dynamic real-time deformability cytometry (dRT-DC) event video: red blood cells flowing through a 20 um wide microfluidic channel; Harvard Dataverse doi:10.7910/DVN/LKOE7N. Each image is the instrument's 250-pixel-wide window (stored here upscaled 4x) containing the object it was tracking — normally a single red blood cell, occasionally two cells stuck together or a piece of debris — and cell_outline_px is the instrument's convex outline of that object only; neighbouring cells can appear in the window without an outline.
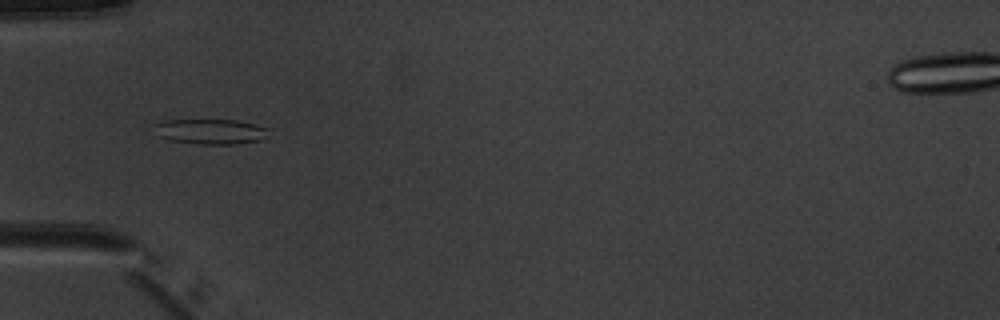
{"species": "common noctule bat (a hibernating species)", "species_latin": "Nyctalus noctula", "temperature_condition": "warm", "stored_images_in_passage": 7, "camera_frame_rate_fps": 3000, "um_per_image_px": 0.085, "animal": {"sex": "male", "body_mass_g": 20.1, "forearm_length_mm": 53.5}, "frame": {"image": 1, "passage_image": 4, "time_ms": 3.667, "image_size_px": [1000, 320], "cell_outline_px": [[272, 128], [264, 140], [236, 144], [200, 144], [168, 140], [160, 136], [156, 124], [164, 120], [236, 120]], "centroid_in_image_um": [18.02, 11.18], "position_along_channel_um": 67.0, "area_um2": 16.76}}
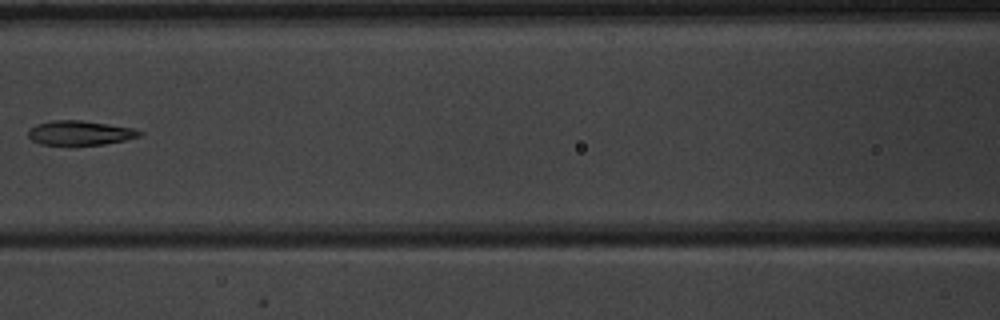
{"frame": {"image": 2, "passage_image": 6, "time_ms": 6.0, "image_size_px": [1000, 320], "cell_outline_px": [[144, 132], [140, 136], [124, 140], [104, 144], [72, 148], [40, 144], [32, 140], [28, 136], [28, 128], [36, 124], [52, 120], [80, 120], [132, 128]], "centroid_in_image_um": [6.72, 11.34], "position_along_channel_um": 159.9, "area_um2": 16.53}}
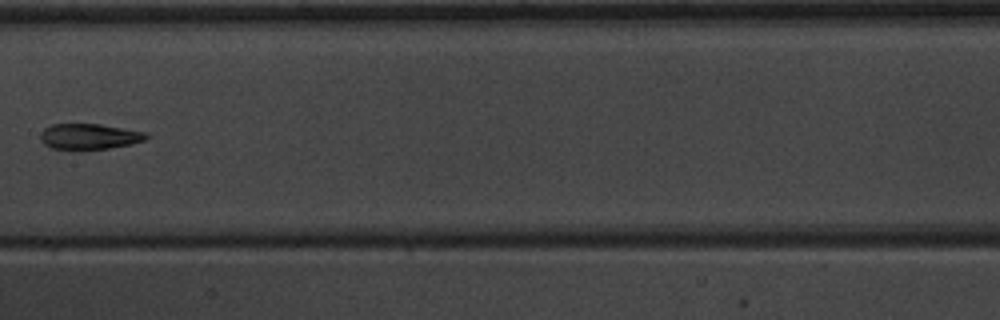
{"frame": {"image": 3, "passage_image": 7, "time_ms": 7.0, "image_size_px": [1000, 320], "cell_outline_px": [[152, 136], [144, 140], [132, 144], [108, 148], [72, 152], [52, 148], [44, 144], [40, 140], [40, 132], [44, 128], [52, 124], [100, 124], [148, 132]], "centroid_in_image_um": [7.58, 11.63], "position_along_channel_um": 199.8, "area_um2": 16.53}}